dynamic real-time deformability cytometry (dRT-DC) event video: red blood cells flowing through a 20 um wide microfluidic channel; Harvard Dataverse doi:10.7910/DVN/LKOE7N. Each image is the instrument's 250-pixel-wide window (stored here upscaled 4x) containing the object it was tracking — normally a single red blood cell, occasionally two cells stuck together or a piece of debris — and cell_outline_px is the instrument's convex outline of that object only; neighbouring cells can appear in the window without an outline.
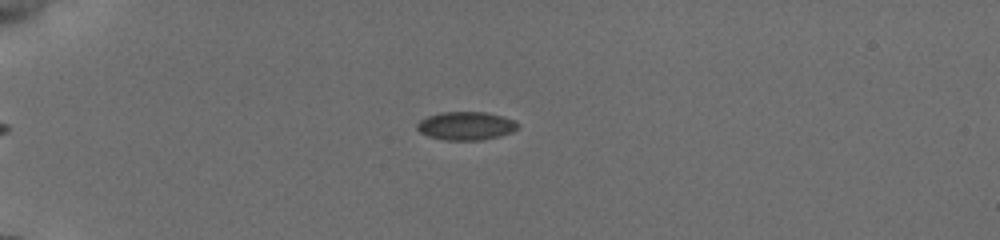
{"species": "common noctule bat (a hibernating species)", "species_latin": "Nyctalus noctula", "temperature_condition": "cold", "stored_images_in_passage": 27, "camera_frame_rate_fps": 3000, "um_per_image_px": 0.085, "animal": {"sex": "female", "body_mass_g": 19.5, "forearm_length_mm": 54.1}, "frame": {"image": 1, "passage_image": 6, "time_ms": 3.667, "image_size_px": [1000, 240], "cell_outline_px": [[520, 124], [512, 132], [500, 136], [480, 140], [444, 140], [428, 136], [420, 132], [416, 128], [416, 124], [420, 120], [428, 116], [440, 112], [488, 112], [516, 120]], "centroid_in_image_um": [39.61, 10.69], "position_along_channel_um": 45.4, "area_um2": 16.76}}
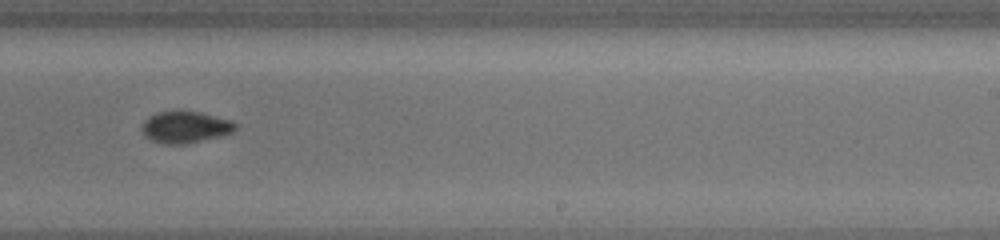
{"frame": {"image": 2, "passage_image": 17, "time_ms": 10.667, "image_size_px": [1000, 240], "cell_outline_px": [[236, 128], [232, 132], [220, 136], [184, 144], [164, 144], [152, 140], [144, 132], [144, 120], [160, 112], [200, 112], [232, 120], [236, 124]], "centroid_in_image_um": [15.82, 10.81], "position_along_channel_um": 273.2, "area_um2": 16.65}}
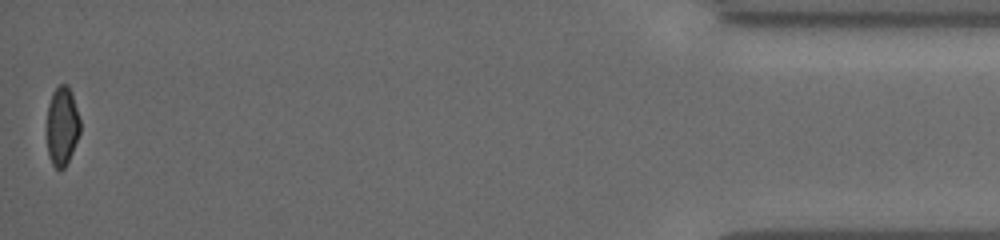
{"frame": {"image": 3, "passage_image": 27, "time_ms": 16.667, "image_size_px": [1000, 240], "cell_outline_px": [[80, 132], [72, 152], [64, 168], [60, 172], [52, 164], [48, 156], [48, 104], [52, 92], [60, 84], [68, 84], [72, 92], [80, 120]], "centroid_in_image_um": [5.29, 10.71], "position_along_channel_um": 429.9, "area_um2": 15.26}, "authors_computed_cell_mechanics": {"area_um2": 16.7042, "velocity_mm_per_s": 3.8489, "shape_relaxation_time_tau1_ms": 5.7919, "shape_relaxation_time_tau2_ms": 3.2758, "deformation_change_tau1": 0.1014, "deformation_change_tau2": 0.0523}}